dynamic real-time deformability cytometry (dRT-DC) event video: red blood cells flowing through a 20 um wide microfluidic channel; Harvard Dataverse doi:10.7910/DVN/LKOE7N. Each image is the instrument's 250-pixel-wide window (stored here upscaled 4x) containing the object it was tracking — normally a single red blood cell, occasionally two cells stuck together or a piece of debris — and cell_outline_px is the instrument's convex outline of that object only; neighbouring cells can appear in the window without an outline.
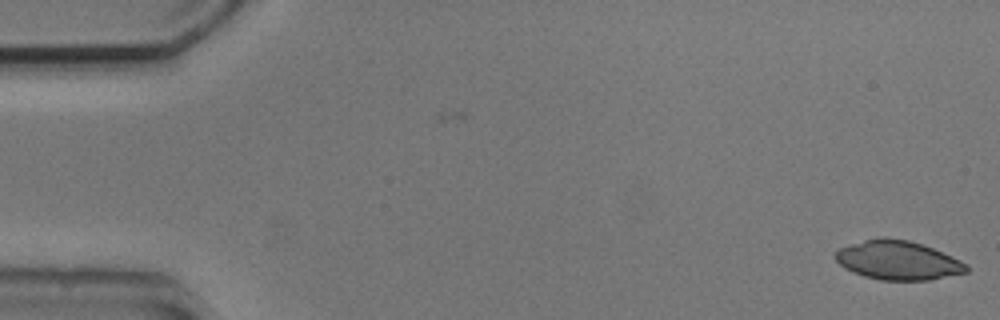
{"species": "common noctule bat (a hibernating species)", "species_latin": "Nyctalus noctula", "temperature_condition": "cold", "stored_images_in_passage": 4, "camera_frame_rate_fps": 3000, "um_per_image_px": 0.085, "animal": {"sex": "male", "body_mass_g": 20.5, "forearm_length_mm": 52.5}, "frame": {"image": 1, "passage_image": 4, "time_ms": 1.0, "image_size_px": [1000, 320], "cell_outline_px": [[968, 272], [928, 280], [880, 280], [864, 276], [852, 272], [844, 268], [832, 256], [840, 248], [876, 236], [884, 236], [908, 240], [932, 248], [952, 256], [968, 264]], "centroid_in_image_um": [76.3, 22.12], "position_along_channel_um": 8.7, "area_um2": 29.88}}